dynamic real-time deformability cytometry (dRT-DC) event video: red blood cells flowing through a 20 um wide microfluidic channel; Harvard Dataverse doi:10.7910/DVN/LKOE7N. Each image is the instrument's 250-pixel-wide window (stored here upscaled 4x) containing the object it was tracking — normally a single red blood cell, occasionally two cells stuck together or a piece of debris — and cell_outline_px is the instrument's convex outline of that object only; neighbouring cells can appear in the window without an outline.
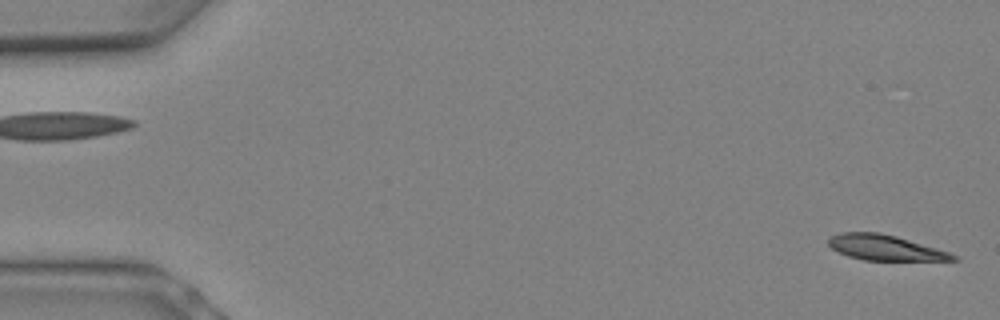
{"species": "Egyptian fruit bat (a non-hibernating species)", "species_latin": "Rousettus aegyptiacus", "temperature_condition": "warm", "stored_images_in_passage": 4, "segment_of_instrument_passage": [2, 2], "camera_frame_rate_fps": 3000, "um_per_image_px": 0.085, "animal": {"sex": "female"}, "frame": {"image": 1, "passage_image": 4, "time_ms": 1.0, "image_size_px": [1000, 320], "cell_outline_px": [[960, 260], [864, 260], [848, 256], [832, 248], [828, 244], [828, 240], [832, 236], [840, 232], [880, 232], [896, 236], [936, 248], [960, 256]], "centroid_in_image_um": [75.25, 21.05], "position_along_channel_um": 9.8, "area_um2": 18.26}}